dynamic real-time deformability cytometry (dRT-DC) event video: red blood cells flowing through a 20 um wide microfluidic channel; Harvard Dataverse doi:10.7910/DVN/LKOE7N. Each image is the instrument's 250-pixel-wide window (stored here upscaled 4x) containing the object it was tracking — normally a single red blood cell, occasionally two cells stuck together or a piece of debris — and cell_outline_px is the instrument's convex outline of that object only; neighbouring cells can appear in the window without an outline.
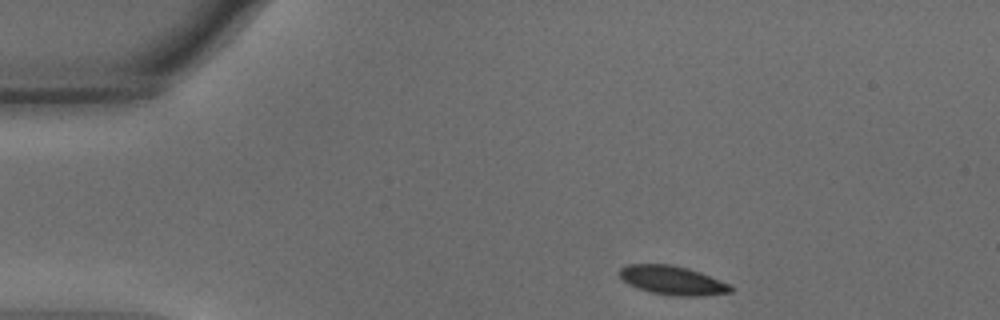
{"species": "common noctule bat (a hibernating species)", "species_latin": "Nyctalus noctula", "temperature_condition": "warm", "stored_images_in_passage": 37, "camera_frame_rate_fps": 3000, "um_per_image_px": 0.085, "animal": {"sex": "male", "body_mass_g": 15.6}, "frame": {"image": 1, "passage_image": 1, "time_ms": 0.0, "image_size_px": [1000, 320], "cell_outline_px": [[732, 292], [700, 296], [672, 296], [652, 292], [628, 284], [616, 272], [620, 268], [628, 264], [672, 264], [688, 268], [700, 272], [728, 284], [732, 288]], "centroid_in_image_um": [57.12, 23.82], "position_along_channel_um": 27.9, "area_um2": 18.61}}
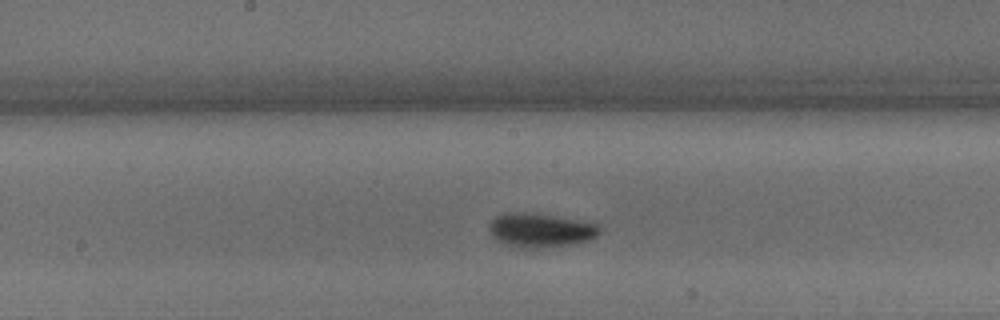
{"frame": {"image": 2, "passage_image": 20, "time_ms": 6.333, "image_size_px": [1000, 320], "cell_outline_px": [[600, 232], [596, 236], [588, 240], [568, 244], [536, 248], [520, 248], [504, 244], [492, 236], [488, 228], [488, 224], [496, 216], [504, 212], [524, 212], [556, 216], [600, 224]], "centroid_in_image_um": [45.9, 19.55], "position_along_channel_um": 202.3, "area_um2": 21.85}}
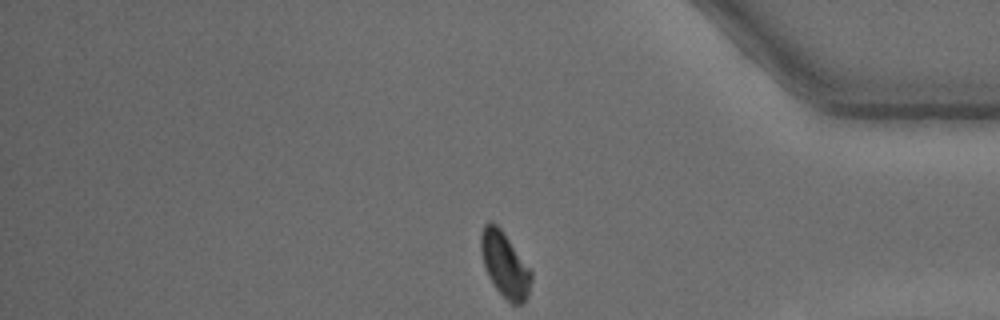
{"frame": {"image": 3, "passage_image": 37, "time_ms": 12.0, "image_size_px": [1000, 320], "cell_outline_px": [[532, 276], [528, 296], [520, 304], [512, 304], [496, 288], [488, 276], [484, 264], [480, 248], [480, 236], [484, 224], [492, 220], [500, 228], [532, 272]], "centroid_in_image_um": [42.89, 22.48], "position_along_channel_um": 392.3, "area_um2": 18.67}, "authors_computed_cell_mechanics": {"area_um2": 19.941, "velocity_mm_per_s": 3.7461, "shape_relaxation_time_tau1_ms": 1.8886, "shape_relaxation_time_tau2_ms": 1.6489, "deformation_change_tau1": 0.1181, "deformation_change_tau2": 0.0559}}